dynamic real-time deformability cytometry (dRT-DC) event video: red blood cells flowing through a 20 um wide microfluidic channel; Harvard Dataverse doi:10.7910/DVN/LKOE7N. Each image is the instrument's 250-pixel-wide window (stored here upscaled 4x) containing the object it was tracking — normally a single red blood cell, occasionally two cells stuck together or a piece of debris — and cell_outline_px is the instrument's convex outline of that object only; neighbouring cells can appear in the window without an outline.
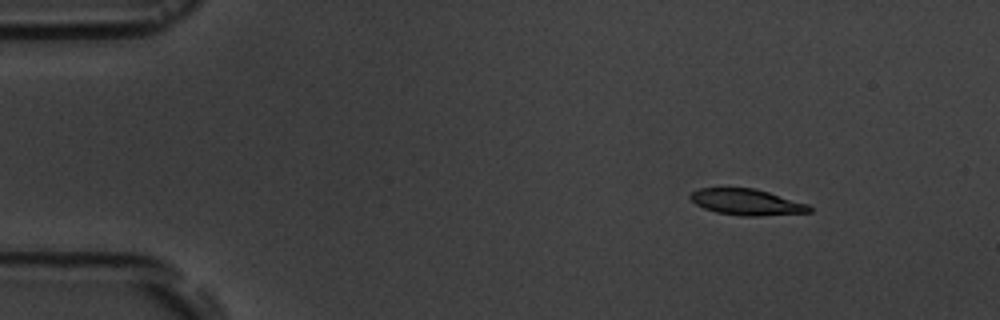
{"species": "common noctule bat (a hibernating species)", "species_latin": "Nyctalus noctula", "temperature_condition": "room temperature", "stored_images_in_passage": 15, "camera_frame_rate_fps": 3000, "um_per_image_px": 0.085, "animal": {"sex": "male", "body_mass_g": 19.5, "forearm_length_mm": 54.6}, "frame": {"image": 1, "passage_image": 1, "time_ms": 0.0, "image_size_px": [1000, 320], "cell_outline_px": [[812, 212], [760, 216], [744, 216], [716, 212], [704, 208], [696, 204], [688, 196], [692, 192], [700, 188], [756, 188], [808, 204], [812, 208]], "centroid_in_image_um": [63.49, 17.18], "position_along_channel_um": 21.5, "area_um2": 18.09}}
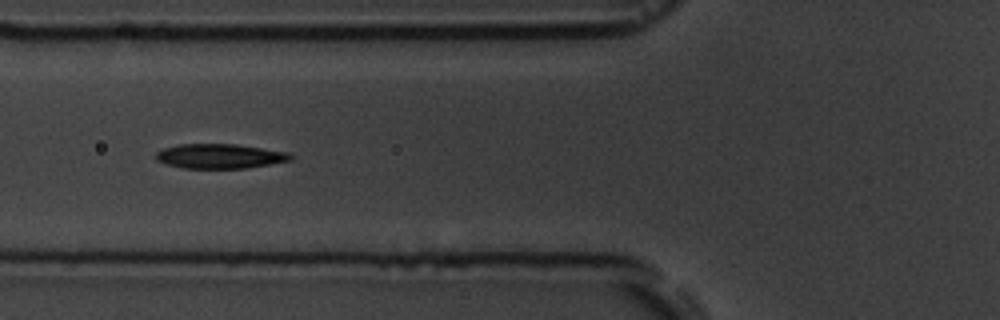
{"frame": {"image": 2, "passage_image": 5, "time_ms": 4.667, "image_size_px": [1000, 320], "cell_outline_px": [[292, 160], [248, 168], [184, 168], [168, 164], [156, 160], [156, 152], [164, 148], [180, 144], [236, 144], [292, 152]], "centroid_in_image_um": [18.74, 13.27], "position_along_channel_um": 107.1, "area_um2": 19.36}}
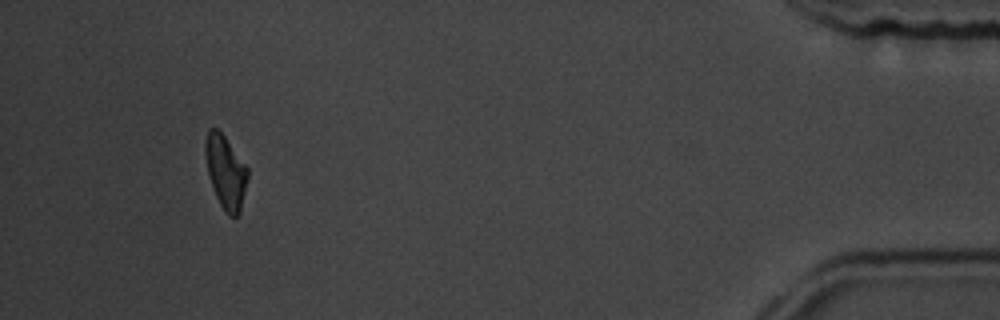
{"frame": {"image": 3, "passage_image": 14, "time_ms": 15.0, "image_size_px": [1000, 320], "cell_outline_px": [[248, 176], [240, 212], [236, 216], [228, 216], [224, 212], [216, 196], [208, 172], [204, 152], [204, 144], [208, 132], [212, 128], [216, 128], [224, 136], [248, 168]], "centroid_in_image_um": [19.18, 14.63], "position_along_channel_um": 416.0, "area_um2": 17.74}, "authors_computed_cell_mechanics": {"area_um2": 18.496, "velocity_mm_per_s": 3.6581, "shape_relaxation_time_tau1_ms": 3.5962, "shape_relaxation_time_tau2_ms": null, "deformation_change_tau1": 0.1326, "deformation_change_tau2": null}}